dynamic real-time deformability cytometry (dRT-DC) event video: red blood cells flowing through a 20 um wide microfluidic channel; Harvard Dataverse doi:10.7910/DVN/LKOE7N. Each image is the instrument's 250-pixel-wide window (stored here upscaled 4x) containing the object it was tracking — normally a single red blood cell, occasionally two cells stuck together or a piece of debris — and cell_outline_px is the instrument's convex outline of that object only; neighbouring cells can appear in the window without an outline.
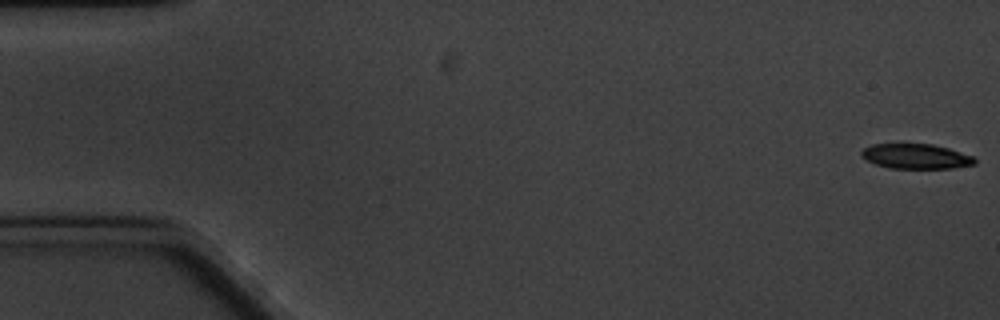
{"species": "common noctule bat (a hibernating species)", "species_latin": "Nyctalus noctula", "temperature_condition": "cold", "stored_images_in_passage": 8, "camera_frame_rate_fps": 3000, "um_per_image_px": 0.085, "animal": {"sex": "male", "body_mass_g": 20.1, "forearm_length_mm": 53.5}, "frame": {"image": 1, "passage_image": 1, "time_ms": 0.0, "image_size_px": [1000, 320], "cell_outline_px": [[976, 164], [952, 168], [888, 168], [876, 164], [860, 156], [860, 152], [864, 148], [872, 144], [932, 144], [948, 148], [972, 156], [976, 160]], "centroid_in_image_um": [77.84, 13.29], "position_along_channel_um": 7.2, "area_um2": 16.36}}
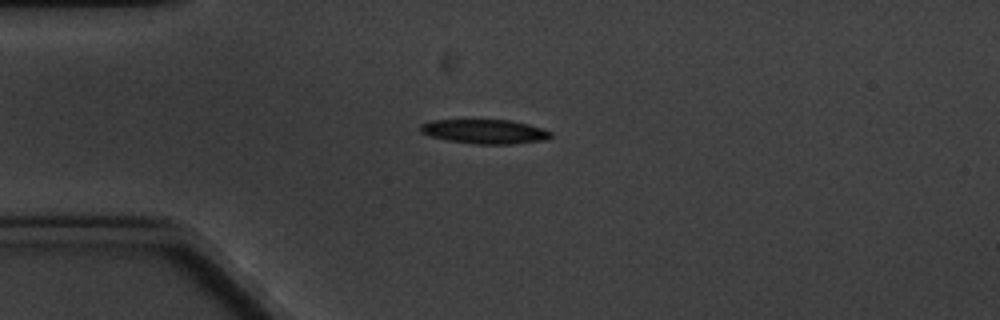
{"frame": {"image": 2, "passage_image": 5, "time_ms": 4.667, "image_size_px": [1000, 320], "cell_outline_px": [[552, 136], [544, 140], [512, 144], [476, 144], [448, 140], [432, 136], [420, 132], [420, 124], [432, 120], [512, 120], [544, 128], [552, 132]], "centroid_in_image_um": [41.24, 11.17], "position_along_channel_um": 43.8, "area_um2": 18.44}}